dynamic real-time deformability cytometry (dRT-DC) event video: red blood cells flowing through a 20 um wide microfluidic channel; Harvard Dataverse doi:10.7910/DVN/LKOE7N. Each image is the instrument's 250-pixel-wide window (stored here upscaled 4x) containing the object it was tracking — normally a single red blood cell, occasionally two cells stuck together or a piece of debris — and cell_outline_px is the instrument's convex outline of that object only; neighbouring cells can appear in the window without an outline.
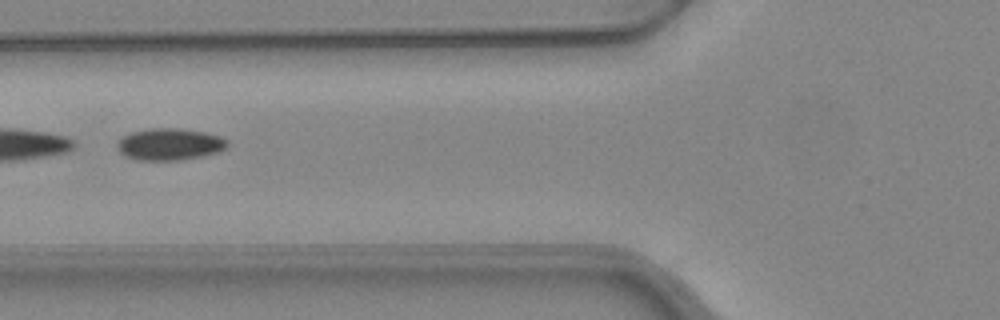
{"species": "common noctule bat (a hibernating species)", "species_latin": "Nyctalus noctula", "temperature_condition": "warm", "stored_images_in_passage": 52, "segment_of_instrument_passage": [2, 2], "camera_frame_rate_fps": 3000, "um_per_image_px": 0.085, "animal": {"sex": "female", "body_mass_g": 24.6, "forearm_length_mm": 56.2}, "frame": {"image": 1, "passage_image": 21, "time_ms": 6.667, "image_size_px": [1000, 320], "cell_outline_px": [[228, 144], [220, 152], [180, 160], [136, 160], [124, 156], [116, 148], [116, 144], [124, 136], [132, 132], [148, 128], [176, 128], [204, 132], [220, 136], [228, 140]], "centroid_in_image_um": [14.4, 12.26], "position_along_channel_um": 111.4, "area_um2": 20.46}}
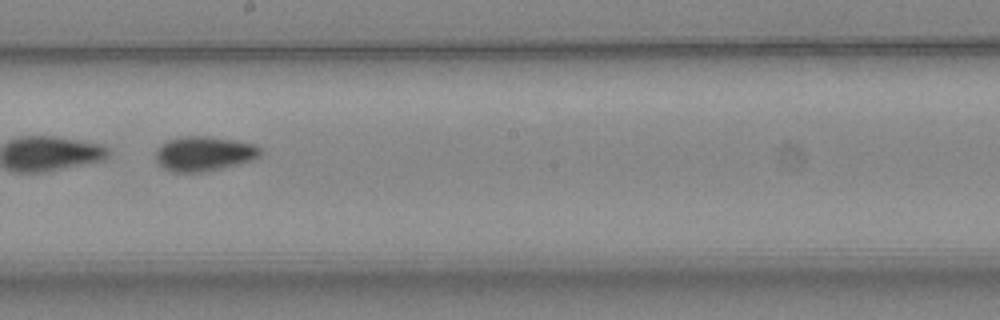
{"frame": {"image": 2, "passage_image": 30, "time_ms": 9.667, "image_size_px": [1000, 320], "cell_outline_px": [[264, 152], [260, 156], [252, 160], [204, 172], [172, 172], [164, 168], [156, 160], [156, 148], [160, 144], [168, 140], [184, 136], [208, 136], [256, 144]], "centroid_in_image_um": [17.34, 13.06], "position_along_channel_um": 230.9, "area_um2": 21.15}}